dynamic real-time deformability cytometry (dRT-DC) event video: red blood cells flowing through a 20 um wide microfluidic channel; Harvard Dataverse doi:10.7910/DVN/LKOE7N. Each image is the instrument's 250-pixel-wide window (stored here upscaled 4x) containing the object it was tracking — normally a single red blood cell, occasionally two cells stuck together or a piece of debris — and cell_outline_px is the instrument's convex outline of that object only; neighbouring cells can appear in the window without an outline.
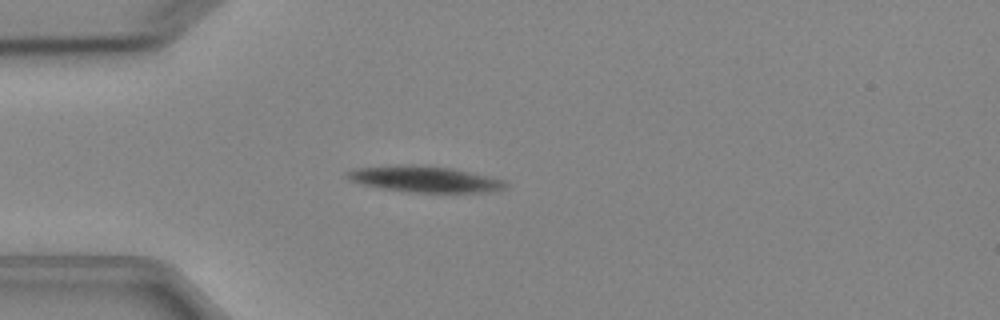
{"species": "Egyptian fruit bat (a non-hibernating species)", "species_latin": "Rousettus aegyptiacus", "temperature_condition": "cold", "stored_images_in_passage": 3, "camera_frame_rate_fps": 3000, "um_per_image_px": 0.085, "animal": {"sex": "female"}, "frame": {"image": 1, "passage_image": 2, "time_ms": 1.333, "image_size_px": [1000, 320], "cell_outline_px": [[508, 184], [504, 188], [488, 192], [408, 192], [380, 188], [360, 184], [348, 180], [344, 172], [356, 168], [412, 164], [452, 168], [504, 180]], "centroid_in_image_um": [36.04, 15.23], "position_along_channel_um": 49.0, "area_um2": 23.99}}